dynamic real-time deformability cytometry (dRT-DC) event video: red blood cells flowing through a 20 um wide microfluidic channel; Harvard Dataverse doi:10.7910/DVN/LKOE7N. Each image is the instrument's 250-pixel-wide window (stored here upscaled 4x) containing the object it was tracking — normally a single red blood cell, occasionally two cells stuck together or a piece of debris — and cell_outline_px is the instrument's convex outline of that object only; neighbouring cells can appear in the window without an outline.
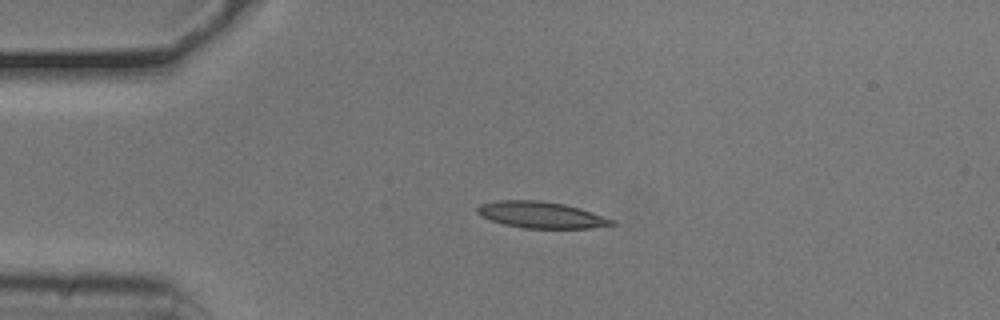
{"species": "common noctule bat (a hibernating species)", "species_latin": "Nyctalus noctula", "temperature_condition": "cold", "stored_images_in_passage": 42, "camera_frame_rate_fps": 3000, "um_per_image_px": 0.085, "animal": {"sex": "male", "body_mass_g": 20.5, "forearm_length_mm": 52.5}, "frame": {"image": 1, "passage_image": 1, "time_ms": 0.0, "image_size_px": [1000, 320], "cell_outline_px": [[616, 224], [588, 228], [524, 228], [504, 224], [492, 220], [476, 212], [476, 208], [480, 204], [496, 200], [540, 200], [564, 204], [580, 208], [616, 220]], "centroid_in_image_um": [46.01, 18.25], "position_along_channel_um": 39.0, "area_um2": 20.63}}
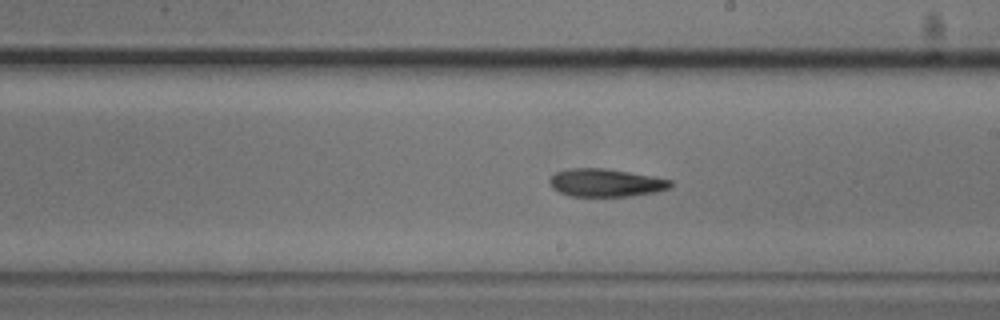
{"frame": {"image": 2, "passage_image": 19, "time_ms": 6.0, "image_size_px": [1000, 320], "cell_outline_px": [[672, 184], [668, 188], [656, 192], [632, 196], [568, 196], [552, 188], [548, 180], [556, 172], [568, 168], [604, 168], [652, 176], [672, 180]], "centroid_in_image_um": [51.46, 15.53], "position_along_channel_um": 237.5, "area_um2": 19.65}}
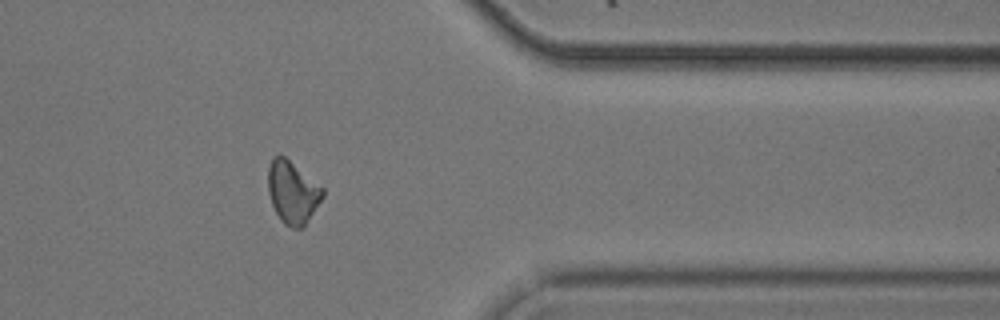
{"frame": {"image": 3, "passage_image": 32, "time_ms": 10.333, "image_size_px": [1000, 320], "cell_outline_px": [[324, 196], [304, 224], [300, 228], [292, 228], [284, 224], [280, 220], [272, 204], [268, 192], [268, 168], [272, 156], [284, 156], [324, 188]], "centroid_in_image_um": [24.85, 16.33], "position_along_channel_um": 386.6, "area_um2": 19.59}}